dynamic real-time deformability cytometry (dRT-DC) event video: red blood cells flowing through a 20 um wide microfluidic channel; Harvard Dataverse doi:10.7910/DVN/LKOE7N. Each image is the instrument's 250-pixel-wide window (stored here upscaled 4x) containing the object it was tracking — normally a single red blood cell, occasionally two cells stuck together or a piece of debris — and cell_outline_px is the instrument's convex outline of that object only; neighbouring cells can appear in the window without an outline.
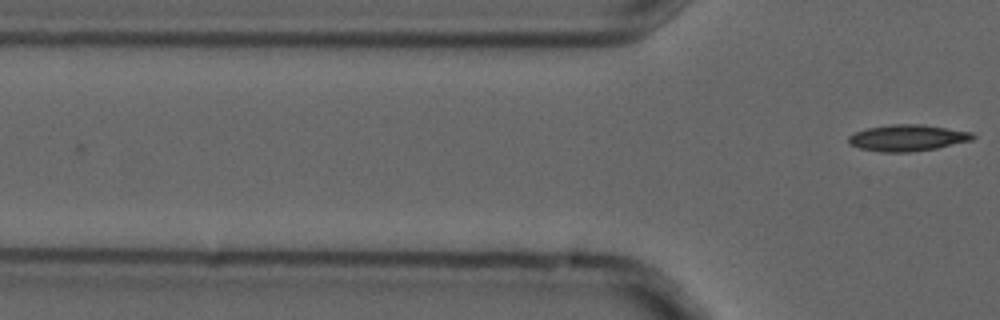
{"species": "common noctule bat (a hibernating species)", "species_latin": "Nyctalus noctula", "temperature_condition": "cold", "stored_images_in_passage": 6, "camera_frame_rate_fps": 3000, "um_per_image_px": 0.085, "animal": {"sex": "male", "forearm_length_mm": 52.5}, "frame": {"image": 1, "passage_image": 6, "time_ms": 1.667, "image_size_px": [1000, 320], "cell_outline_px": [[976, 136], [972, 140], [936, 148], [908, 152], [880, 152], [860, 148], [848, 144], [848, 136], [856, 132], [868, 128], [892, 124], [920, 124], [972, 132]], "centroid_in_image_um": [77.12, 11.72], "position_along_channel_um": 48.7, "area_um2": 18.96}}